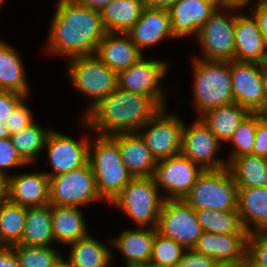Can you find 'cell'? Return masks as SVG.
Returning a JSON list of instances; mask_svg holds the SVG:
<instances>
[{
    "label": "cell",
    "mask_w": 267,
    "mask_h": 267,
    "mask_svg": "<svg viewBox=\"0 0 267 267\" xmlns=\"http://www.w3.org/2000/svg\"><path fill=\"white\" fill-rule=\"evenodd\" d=\"M54 7L46 39L39 49L42 48L43 55L67 60L95 54L99 42L107 33L100 11L72 0H57Z\"/></svg>",
    "instance_id": "cell-1"
},
{
    "label": "cell",
    "mask_w": 267,
    "mask_h": 267,
    "mask_svg": "<svg viewBox=\"0 0 267 267\" xmlns=\"http://www.w3.org/2000/svg\"><path fill=\"white\" fill-rule=\"evenodd\" d=\"M162 107L151 97L118 87L80 119L94 134L137 133Z\"/></svg>",
    "instance_id": "cell-2"
},
{
    "label": "cell",
    "mask_w": 267,
    "mask_h": 267,
    "mask_svg": "<svg viewBox=\"0 0 267 267\" xmlns=\"http://www.w3.org/2000/svg\"><path fill=\"white\" fill-rule=\"evenodd\" d=\"M192 109L195 118L205 112L234 103L230 62L190 57Z\"/></svg>",
    "instance_id": "cell-3"
},
{
    "label": "cell",
    "mask_w": 267,
    "mask_h": 267,
    "mask_svg": "<svg viewBox=\"0 0 267 267\" xmlns=\"http://www.w3.org/2000/svg\"><path fill=\"white\" fill-rule=\"evenodd\" d=\"M65 78L73 91L85 100L80 118L98 100L119 87L118 73L105 65L95 54L72 57L66 60ZM84 107V108H83Z\"/></svg>",
    "instance_id": "cell-4"
},
{
    "label": "cell",
    "mask_w": 267,
    "mask_h": 267,
    "mask_svg": "<svg viewBox=\"0 0 267 267\" xmlns=\"http://www.w3.org/2000/svg\"><path fill=\"white\" fill-rule=\"evenodd\" d=\"M88 162L99 195L110 205L133 178L122 162L117 141L112 136L92 133Z\"/></svg>",
    "instance_id": "cell-5"
},
{
    "label": "cell",
    "mask_w": 267,
    "mask_h": 267,
    "mask_svg": "<svg viewBox=\"0 0 267 267\" xmlns=\"http://www.w3.org/2000/svg\"><path fill=\"white\" fill-rule=\"evenodd\" d=\"M164 200L153 176L133 177L109 206L135 227L156 228Z\"/></svg>",
    "instance_id": "cell-6"
},
{
    "label": "cell",
    "mask_w": 267,
    "mask_h": 267,
    "mask_svg": "<svg viewBox=\"0 0 267 267\" xmlns=\"http://www.w3.org/2000/svg\"><path fill=\"white\" fill-rule=\"evenodd\" d=\"M171 64L167 58L161 59V57L145 55L137 63L118 74L119 87L126 91L151 97L162 108L167 107L171 98L169 95L175 96L176 93V95L180 93L175 86L176 84L168 89L169 87L165 81L167 80L165 77L169 73L168 70H170Z\"/></svg>",
    "instance_id": "cell-7"
},
{
    "label": "cell",
    "mask_w": 267,
    "mask_h": 267,
    "mask_svg": "<svg viewBox=\"0 0 267 267\" xmlns=\"http://www.w3.org/2000/svg\"><path fill=\"white\" fill-rule=\"evenodd\" d=\"M236 7L219 6L199 30L193 42L209 61H235ZM196 41V42H195Z\"/></svg>",
    "instance_id": "cell-8"
},
{
    "label": "cell",
    "mask_w": 267,
    "mask_h": 267,
    "mask_svg": "<svg viewBox=\"0 0 267 267\" xmlns=\"http://www.w3.org/2000/svg\"><path fill=\"white\" fill-rule=\"evenodd\" d=\"M76 121L87 133L82 132L83 136H80V139L75 138L73 134L58 131L54 127L48 134L41 161L45 162L46 167L50 166L49 169H43L49 178L78 169L88 163L92 132L80 118Z\"/></svg>",
    "instance_id": "cell-9"
},
{
    "label": "cell",
    "mask_w": 267,
    "mask_h": 267,
    "mask_svg": "<svg viewBox=\"0 0 267 267\" xmlns=\"http://www.w3.org/2000/svg\"><path fill=\"white\" fill-rule=\"evenodd\" d=\"M238 187L228 167L204 170L184 201L194 210H237Z\"/></svg>",
    "instance_id": "cell-10"
},
{
    "label": "cell",
    "mask_w": 267,
    "mask_h": 267,
    "mask_svg": "<svg viewBox=\"0 0 267 267\" xmlns=\"http://www.w3.org/2000/svg\"><path fill=\"white\" fill-rule=\"evenodd\" d=\"M106 203L98 193L96 179L90 163L49 178V204L81 207Z\"/></svg>",
    "instance_id": "cell-11"
},
{
    "label": "cell",
    "mask_w": 267,
    "mask_h": 267,
    "mask_svg": "<svg viewBox=\"0 0 267 267\" xmlns=\"http://www.w3.org/2000/svg\"><path fill=\"white\" fill-rule=\"evenodd\" d=\"M170 107L159 110L137 132L157 161L181 154L185 120Z\"/></svg>",
    "instance_id": "cell-12"
},
{
    "label": "cell",
    "mask_w": 267,
    "mask_h": 267,
    "mask_svg": "<svg viewBox=\"0 0 267 267\" xmlns=\"http://www.w3.org/2000/svg\"><path fill=\"white\" fill-rule=\"evenodd\" d=\"M191 122H184L181 154L203 170H220L228 167L227 158L222 150L224 145L200 118H193ZM221 152L224 157H221Z\"/></svg>",
    "instance_id": "cell-13"
},
{
    "label": "cell",
    "mask_w": 267,
    "mask_h": 267,
    "mask_svg": "<svg viewBox=\"0 0 267 267\" xmlns=\"http://www.w3.org/2000/svg\"><path fill=\"white\" fill-rule=\"evenodd\" d=\"M156 230L185 249H193L203 232L195 210L183 199L164 200Z\"/></svg>",
    "instance_id": "cell-14"
},
{
    "label": "cell",
    "mask_w": 267,
    "mask_h": 267,
    "mask_svg": "<svg viewBox=\"0 0 267 267\" xmlns=\"http://www.w3.org/2000/svg\"><path fill=\"white\" fill-rule=\"evenodd\" d=\"M203 169L182 154L159 160L154 179L165 200L184 199Z\"/></svg>",
    "instance_id": "cell-15"
},
{
    "label": "cell",
    "mask_w": 267,
    "mask_h": 267,
    "mask_svg": "<svg viewBox=\"0 0 267 267\" xmlns=\"http://www.w3.org/2000/svg\"><path fill=\"white\" fill-rule=\"evenodd\" d=\"M234 102L250 113L267 112V101L262 80V65L230 61Z\"/></svg>",
    "instance_id": "cell-16"
},
{
    "label": "cell",
    "mask_w": 267,
    "mask_h": 267,
    "mask_svg": "<svg viewBox=\"0 0 267 267\" xmlns=\"http://www.w3.org/2000/svg\"><path fill=\"white\" fill-rule=\"evenodd\" d=\"M118 233L117 236L110 237L111 247H113L111 248L113 267H116L117 260H114L117 258L116 253L120 254L123 267H148L152 256L153 240L157 233L156 228L132 225L131 228H124Z\"/></svg>",
    "instance_id": "cell-17"
},
{
    "label": "cell",
    "mask_w": 267,
    "mask_h": 267,
    "mask_svg": "<svg viewBox=\"0 0 267 267\" xmlns=\"http://www.w3.org/2000/svg\"><path fill=\"white\" fill-rule=\"evenodd\" d=\"M218 7L212 0H176L168 8L171 31L175 39L193 41Z\"/></svg>",
    "instance_id": "cell-18"
},
{
    "label": "cell",
    "mask_w": 267,
    "mask_h": 267,
    "mask_svg": "<svg viewBox=\"0 0 267 267\" xmlns=\"http://www.w3.org/2000/svg\"><path fill=\"white\" fill-rule=\"evenodd\" d=\"M127 34L144 55L162 43L177 41L171 31L169 11L164 8L145 6L140 19Z\"/></svg>",
    "instance_id": "cell-19"
},
{
    "label": "cell",
    "mask_w": 267,
    "mask_h": 267,
    "mask_svg": "<svg viewBox=\"0 0 267 267\" xmlns=\"http://www.w3.org/2000/svg\"><path fill=\"white\" fill-rule=\"evenodd\" d=\"M18 170L8 176V201L22 207H39L49 204V177L38 170ZM29 170V171H28Z\"/></svg>",
    "instance_id": "cell-20"
},
{
    "label": "cell",
    "mask_w": 267,
    "mask_h": 267,
    "mask_svg": "<svg viewBox=\"0 0 267 267\" xmlns=\"http://www.w3.org/2000/svg\"><path fill=\"white\" fill-rule=\"evenodd\" d=\"M234 38L235 61L261 65L267 62V42L258 27L257 20L246 9L236 7Z\"/></svg>",
    "instance_id": "cell-21"
},
{
    "label": "cell",
    "mask_w": 267,
    "mask_h": 267,
    "mask_svg": "<svg viewBox=\"0 0 267 267\" xmlns=\"http://www.w3.org/2000/svg\"><path fill=\"white\" fill-rule=\"evenodd\" d=\"M248 234H222L203 231L193 248L216 262L242 263L246 259Z\"/></svg>",
    "instance_id": "cell-22"
},
{
    "label": "cell",
    "mask_w": 267,
    "mask_h": 267,
    "mask_svg": "<svg viewBox=\"0 0 267 267\" xmlns=\"http://www.w3.org/2000/svg\"><path fill=\"white\" fill-rule=\"evenodd\" d=\"M21 50L0 38V91H13L25 97L31 95L30 80Z\"/></svg>",
    "instance_id": "cell-23"
},
{
    "label": "cell",
    "mask_w": 267,
    "mask_h": 267,
    "mask_svg": "<svg viewBox=\"0 0 267 267\" xmlns=\"http://www.w3.org/2000/svg\"><path fill=\"white\" fill-rule=\"evenodd\" d=\"M95 55L118 74L145 56L127 33L110 32L99 42Z\"/></svg>",
    "instance_id": "cell-24"
},
{
    "label": "cell",
    "mask_w": 267,
    "mask_h": 267,
    "mask_svg": "<svg viewBox=\"0 0 267 267\" xmlns=\"http://www.w3.org/2000/svg\"><path fill=\"white\" fill-rule=\"evenodd\" d=\"M117 141L122 162L133 177L154 176L157 160L138 133L112 135Z\"/></svg>",
    "instance_id": "cell-25"
},
{
    "label": "cell",
    "mask_w": 267,
    "mask_h": 267,
    "mask_svg": "<svg viewBox=\"0 0 267 267\" xmlns=\"http://www.w3.org/2000/svg\"><path fill=\"white\" fill-rule=\"evenodd\" d=\"M88 217L81 207L51 205L52 230L55 244L66 246L85 238L90 232Z\"/></svg>",
    "instance_id": "cell-26"
},
{
    "label": "cell",
    "mask_w": 267,
    "mask_h": 267,
    "mask_svg": "<svg viewBox=\"0 0 267 267\" xmlns=\"http://www.w3.org/2000/svg\"><path fill=\"white\" fill-rule=\"evenodd\" d=\"M104 241L90 233L68 245L63 254L75 267H113L111 239Z\"/></svg>",
    "instance_id": "cell-27"
},
{
    "label": "cell",
    "mask_w": 267,
    "mask_h": 267,
    "mask_svg": "<svg viewBox=\"0 0 267 267\" xmlns=\"http://www.w3.org/2000/svg\"><path fill=\"white\" fill-rule=\"evenodd\" d=\"M237 210L249 234L267 233V187L238 188Z\"/></svg>",
    "instance_id": "cell-28"
},
{
    "label": "cell",
    "mask_w": 267,
    "mask_h": 267,
    "mask_svg": "<svg viewBox=\"0 0 267 267\" xmlns=\"http://www.w3.org/2000/svg\"><path fill=\"white\" fill-rule=\"evenodd\" d=\"M144 7V0H112L100 10L105 30L128 33L140 19Z\"/></svg>",
    "instance_id": "cell-29"
},
{
    "label": "cell",
    "mask_w": 267,
    "mask_h": 267,
    "mask_svg": "<svg viewBox=\"0 0 267 267\" xmlns=\"http://www.w3.org/2000/svg\"><path fill=\"white\" fill-rule=\"evenodd\" d=\"M249 114L248 110L234 102L211 109L199 118L219 141L225 145Z\"/></svg>",
    "instance_id": "cell-30"
},
{
    "label": "cell",
    "mask_w": 267,
    "mask_h": 267,
    "mask_svg": "<svg viewBox=\"0 0 267 267\" xmlns=\"http://www.w3.org/2000/svg\"><path fill=\"white\" fill-rule=\"evenodd\" d=\"M19 244L40 247L56 246L50 204L27 208L25 229Z\"/></svg>",
    "instance_id": "cell-31"
},
{
    "label": "cell",
    "mask_w": 267,
    "mask_h": 267,
    "mask_svg": "<svg viewBox=\"0 0 267 267\" xmlns=\"http://www.w3.org/2000/svg\"><path fill=\"white\" fill-rule=\"evenodd\" d=\"M53 129L50 124L42 125L38 119L29 127L11 135L18 154L28 165H37L42 158L49 132Z\"/></svg>",
    "instance_id": "cell-32"
},
{
    "label": "cell",
    "mask_w": 267,
    "mask_h": 267,
    "mask_svg": "<svg viewBox=\"0 0 267 267\" xmlns=\"http://www.w3.org/2000/svg\"><path fill=\"white\" fill-rule=\"evenodd\" d=\"M228 168L238 188L267 187V158L252 154L235 157Z\"/></svg>",
    "instance_id": "cell-33"
},
{
    "label": "cell",
    "mask_w": 267,
    "mask_h": 267,
    "mask_svg": "<svg viewBox=\"0 0 267 267\" xmlns=\"http://www.w3.org/2000/svg\"><path fill=\"white\" fill-rule=\"evenodd\" d=\"M197 221L205 232L222 234H249L240 219L238 210H195Z\"/></svg>",
    "instance_id": "cell-34"
},
{
    "label": "cell",
    "mask_w": 267,
    "mask_h": 267,
    "mask_svg": "<svg viewBox=\"0 0 267 267\" xmlns=\"http://www.w3.org/2000/svg\"><path fill=\"white\" fill-rule=\"evenodd\" d=\"M27 208L5 201L0 203V245L12 246L21 242Z\"/></svg>",
    "instance_id": "cell-35"
},
{
    "label": "cell",
    "mask_w": 267,
    "mask_h": 267,
    "mask_svg": "<svg viewBox=\"0 0 267 267\" xmlns=\"http://www.w3.org/2000/svg\"><path fill=\"white\" fill-rule=\"evenodd\" d=\"M265 116L262 113H250L234 132L230 140L224 145H230L229 152L225 154L228 164L242 155L252 154L257 123Z\"/></svg>",
    "instance_id": "cell-36"
},
{
    "label": "cell",
    "mask_w": 267,
    "mask_h": 267,
    "mask_svg": "<svg viewBox=\"0 0 267 267\" xmlns=\"http://www.w3.org/2000/svg\"><path fill=\"white\" fill-rule=\"evenodd\" d=\"M18 257V267H55L64 252L58 246L12 245Z\"/></svg>",
    "instance_id": "cell-37"
},
{
    "label": "cell",
    "mask_w": 267,
    "mask_h": 267,
    "mask_svg": "<svg viewBox=\"0 0 267 267\" xmlns=\"http://www.w3.org/2000/svg\"><path fill=\"white\" fill-rule=\"evenodd\" d=\"M185 248L173 239L155 234L152 244V256L148 267H174L185 252Z\"/></svg>",
    "instance_id": "cell-38"
},
{
    "label": "cell",
    "mask_w": 267,
    "mask_h": 267,
    "mask_svg": "<svg viewBox=\"0 0 267 267\" xmlns=\"http://www.w3.org/2000/svg\"><path fill=\"white\" fill-rule=\"evenodd\" d=\"M27 101V102H26ZM29 105V97H24L13 109L6 119L4 126L7 128L9 136L18 133L22 129L29 127L37 118Z\"/></svg>",
    "instance_id": "cell-39"
},
{
    "label": "cell",
    "mask_w": 267,
    "mask_h": 267,
    "mask_svg": "<svg viewBox=\"0 0 267 267\" xmlns=\"http://www.w3.org/2000/svg\"><path fill=\"white\" fill-rule=\"evenodd\" d=\"M31 166L18 154L10 136L0 139V172L10 176L15 169L16 172L18 169L22 170L21 168H23L25 170V167L30 168Z\"/></svg>",
    "instance_id": "cell-40"
},
{
    "label": "cell",
    "mask_w": 267,
    "mask_h": 267,
    "mask_svg": "<svg viewBox=\"0 0 267 267\" xmlns=\"http://www.w3.org/2000/svg\"><path fill=\"white\" fill-rule=\"evenodd\" d=\"M246 258L255 266L267 267V233H250Z\"/></svg>",
    "instance_id": "cell-41"
},
{
    "label": "cell",
    "mask_w": 267,
    "mask_h": 267,
    "mask_svg": "<svg viewBox=\"0 0 267 267\" xmlns=\"http://www.w3.org/2000/svg\"><path fill=\"white\" fill-rule=\"evenodd\" d=\"M20 93L13 91H0V139L7 138L9 133L4 126L9 114L16 105L24 98Z\"/></svg>",
    "instance_id": "cell-42"
},
{
    "label": "cell",
    "mask_w": 267,
    "mask_h": 267,
    "mask_svg": "<svg viewBox=\"0 0 267 267\" xmlns=\"http://www.w3.org/2000/svg\"><path fill=\"white\" fill-rule=\"evenodd\" d=\"M216 261L194 249H186L181 261L174 267H213Z\"/></svg>",
    "instance_id": "cell-43"
},
{
    "label": "cell",
    "mask_w": 267,
    "mask_h": 267,
    "mask_svg": "<svg viewBox=\"0 0 267 267\" xmlns=\"http://www.w3.org/2000/svg\"><path fill=\"white\" fill-rule=\"evenodd\" d=\"M252 155L267 158V118L265 116L257 123Z\"/></svg>",
    "instance_id": "cell-44"
},
{
    "label": "cell",
    "mask_w": 267,
    "mask_h": 267,
    "mask_svg": "<svg viewBox=\"0 0 267 267\" xmlns=\"http://www.w3.org/2000/svg\"><path fill=\"white\" fill-rule=\"evenodd\" d=\"M246 10L257 20L258 27L267 42V0H258Z\"/></svg>",
    "instance_id": "cell-45"
},
{
    "label": "cell",
    "mask_w": 267,
    "mask_h": 267,
    "mask_svg": "<svg viewBox=\"0 0 267 267\" xmlns=\"http://www.w3.org/2000/svg\"><path fill=\"white\" fill-rule=\"evenodd\" d=\"M0 267H18V257L12 246H0Z\"/></svg>",
    "instance_id": "cell-46"
},
{
    "label": "cell",
    "mask_w": 267,
    "mask_h": 267,
    "mask_svg": "<svg viewBox=\"0 0 267 267\" xmlns=\"http://www.w3.org/2000/svg\"><path fill=\"white\" fill-rule=\"evenodd\" d=\"M74 3L100 11L112 0H72Z\"/></svg>",
    "instance_id": "cell-47"
},
{
    "label": "cell",
    "mask_w": 267,
    "mask_h": 267,
    "mask_svg": "<svg viewBox=\"0 0 267 267\" xmlns=\"http://www.w3.org/2000/svg\"><path fill=\"white\" fill-rule=\"evenodd\" d=\"M258 0H224V6L238 7L241 9H247L254 5Z\"/></svg>",
    "instance_id": "cell-48"
},
{
    "label": "cell",
    "mask_w": 267,
    "mask_h": 267,
    "mask_svg": "<svg viewBox=\"0 0 267 267\" xmlns=\"http://www.w3.org/2000/svg\"><path fill=\"white\" fill-rule=\"evenodd\" d=\"M8 199V176L0 172V203Z\"/></svg>",
    "instance_id": "cell-49"
},
{
    "label": "cell",
    "mask_w": 267,
    "mask_h": 267,
    "mask_svg": "<svg viewBox=\"0 0 267 267\" xmlns=\"http://www.w3.org/2000/svg\"><path fill=\"white\" fill-rule=\"evenodd\" d=\"M176 0H144V5L150 8L168 9Z\"/></svg>",
    "instance_id": "cell-50"
},
{
    "label": "cell",
    "mask_w": 267,
    "mask_h": 267,
    "mask_svg": "<svg viewBox=\"0 0 267 267\" xmlns=\"http://www.w3.org/2000/svg\"><path fill=\"white\" fill-rule=\"evenodd\" d=\"M55 267H75L69 259L63 254L61 258L56 262Z\"/></svg>",
    "instance_id": "cell-51"
},
{
    "label": "cell",
    "mask_w": 267,
    "mask_h": 267,
    "mask_svg": "<svg viewBox=\"0 0 267 267\" xmlns=\"http://www.w3.org/2000/svg\"><path fill=\"white\" fill-rule=\"evenodd\" d=\"M262 80H263L264 93L267 101V62L262 64Z\"/></svg>",
    "instance_id": "cell-52"
},
{
    "label": "cell",
    "mask_w": 267,
    "mask_h": 267,
    "mask_svg": "<svg viewBox=\"0 0 267 267\" xmlns=\"http://www.w3.org/2000/svg\"><path fill=\"white\" fill-rule=\"evenodd\" d=\"M213 267H241V263L234 262H216Z\"/></svg>",
    "instance_id": "cell-53"
},
{
    "label": "cell",
    "mask_w": 267,
    "mask_h": 267,
    "mask_svg": "<svg viewBox=\"0 0 267 267\" xmlns=\"http://www.w3.org/2000/svg\"><path fill=\"white\" fill-rule=\"evenodd\" d=\"M241 267H258L252 264L247 258L241 263Z\"/></svg>",
    "instance_id": "cell-54"
},
{
    "label": "cell",
    "mask_w": 267,
    "mask_h": 267,
    "mask_svg": "<svg viewBox=\"0 0 267 267\" xmlns=\"http://www.w3.org/2000/svg\"><path fill=\"white\" fill-rule=\"evenodd\" d=\"M216 2L219 6H224V0H212Z\"/></svg>",
    "instance_id": "cell-55"
},
{
    "label": "cell",
    "mask_w": 267,
    "mask_h": 267,
    "mask_svg": "<svg viewBox=\"0 0 267 267\" xmlns=\"http://www.w3.org/2000/svg\"><path fill=\"white\" fill-rule=\"evenodd\" d=\"M8 0H0V11H2V7H3V5H5V4H7L6 2H7ZM1 13V12H0Z\"/></svg>",
    "instance_id": "cell-56"
}]
</instances>
